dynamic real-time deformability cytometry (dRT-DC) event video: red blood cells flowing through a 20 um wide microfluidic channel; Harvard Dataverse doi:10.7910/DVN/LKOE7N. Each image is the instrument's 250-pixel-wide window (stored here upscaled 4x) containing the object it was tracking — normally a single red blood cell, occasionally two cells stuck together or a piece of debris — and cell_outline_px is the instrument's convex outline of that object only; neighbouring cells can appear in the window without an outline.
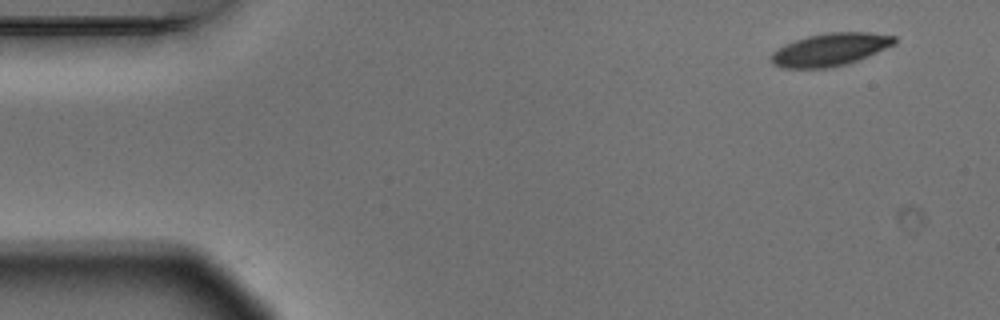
{"species": "Egyptian fruit bat (a non-hibernating species)", "species_latin": "Rousettus aegyptiacus", "temperature_condition": "warm", "stored_images_in_passage": 4, "camera_frame_rate_fps": 3000, "um_per_image_px": 0.085, "animal": {"sex": "male"}, "frame": {"image": 1, "passage_image": 1, "time_ms": 0.0, "image_size_px": [1000, 320], "cell_outline_px": [[896, 44], [848, 64], [828, 68], [784, 68], [772, 64], [768, 60], [772, 52], [776, 48], [784, 44], [808, 36], [828, 32], [872, 32], [896, 36]], "centroid_in_image_um": [70.54, 4.21], "position_along_channel_um": 14.5, "area_um2": 23.76}}
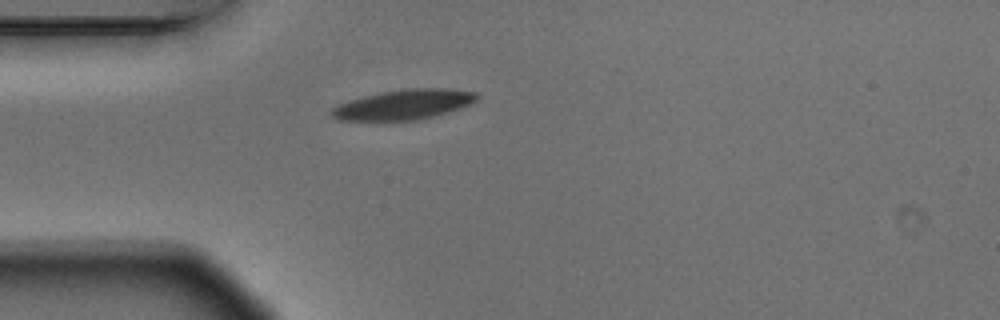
{"frame": {"image": 2, "passage_image": 4, "time_ms": 1.0, "image_size_px": [1000, 320], "cell_outline_px": [[480, 96], [476, 100], [460, 108], [432, 116], [416, 120], [340, 120], [332, 116], [328, 112], [332, 108], [348, 100], [364, 96], [404, 88], [448, 88], [476, 92]], "centroid_in_image_um": [34.31, 8.87], "position_along_channel_um": 50.7, "area_um2": 25.14}}